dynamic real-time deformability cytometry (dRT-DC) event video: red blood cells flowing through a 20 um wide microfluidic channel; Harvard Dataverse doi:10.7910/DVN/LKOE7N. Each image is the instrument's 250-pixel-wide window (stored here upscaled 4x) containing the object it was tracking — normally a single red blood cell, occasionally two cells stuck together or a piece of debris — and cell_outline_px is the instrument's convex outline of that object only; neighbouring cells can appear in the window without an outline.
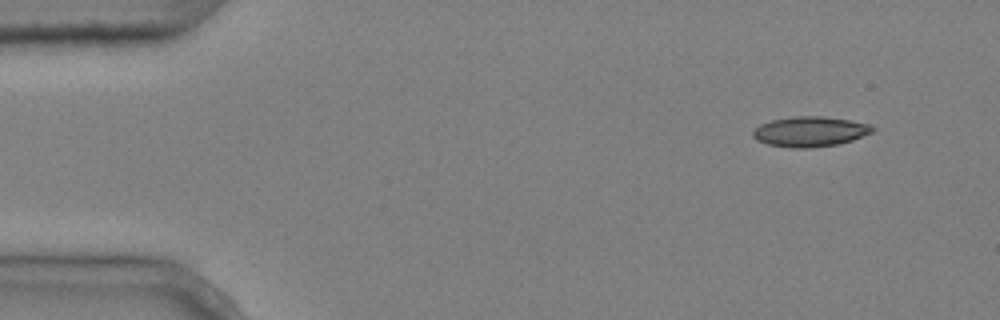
{"species": "common noctule bat (a hibernating species)", "species_latin": "Nyctalus noctula", "temperature_condition": "cold", "stored_images_in_passage": 5, "segment_of_instrument_passage": [1, 2], "camera_frame_rate_fps": 3000, "um_per_image_px": 0.085, "animal": {"sex": "male", "body_mass_g": 20.4}, "frame": {"image": 1, "passage_image": 1, "time_ms": 0.0, "image_size_px": [1000, 320], "cell_outline_px": [[876, 128], [872, 132], [852, 140], [840, 144], [812, 148], [792, 148], [768, 144], [756, 140], [752, 136], [752, 132], [760, 124], [772, 120], [796, 116], [820, 116], [848, 120], [872, 124]], "centroid_in_image_um": [68.86, 11.19], "position_along_channel_um": 16.1, "area_um2": 21.04}}
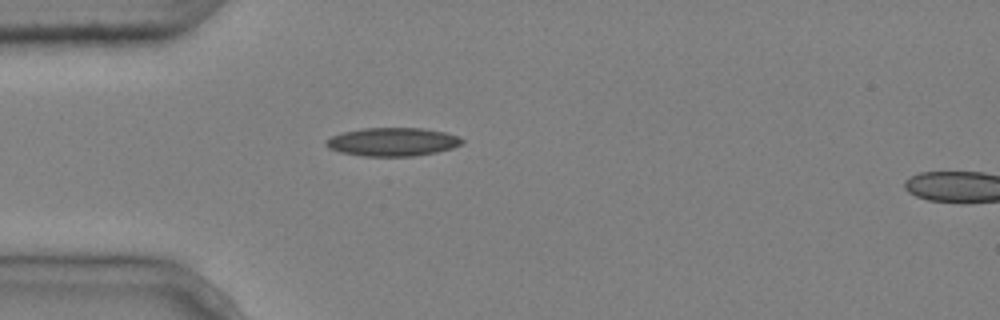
{"frame": {"image": 2, "passage_image": 4, "time_ms": 1.0, "image_size_px": [1000, 320], "cell_outline_px": [[464, 140], [460, 144], [452, 148], [436, 152], [412, 156], [364, 156], [340, 152], [328, 148], [324, 144], [324, 140], [332, 136], [344, 132], [364, 128], [424, 128], [444, 132], [460, 136]], "centroid_in_image_um": [33.35, 12.05], "position_along_channel_um": 51.6, "area_um2": 22.48}}